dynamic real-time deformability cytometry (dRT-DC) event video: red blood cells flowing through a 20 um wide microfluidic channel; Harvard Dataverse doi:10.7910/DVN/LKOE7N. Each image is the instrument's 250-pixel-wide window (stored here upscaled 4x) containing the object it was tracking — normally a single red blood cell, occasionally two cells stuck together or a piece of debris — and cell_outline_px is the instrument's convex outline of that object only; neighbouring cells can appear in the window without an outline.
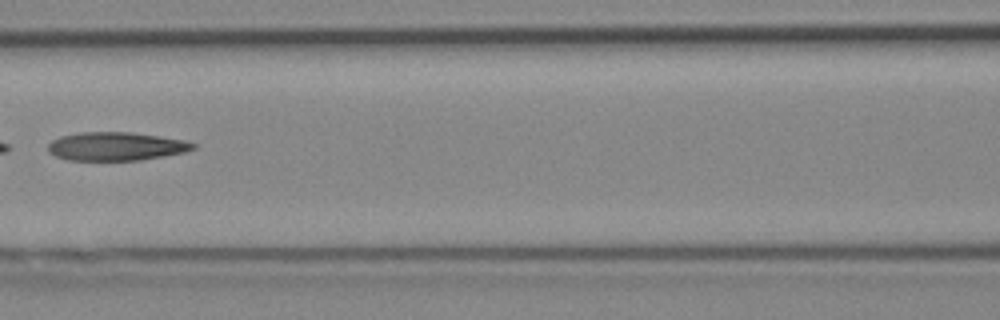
{"species": "Egyptian fruit bat (a non-hibernating species)", "species_latin": "Rousettus aegyptiacus", "temperature_condition": "cold", "stored_images_in_passage": 7, "camera_frame_rate_fps": 3000, "um_per_image_px": 0.085, "animal": {"sex": "female"}, "frame": {"image": 1, "passage_image": 7, "time_ms": 2.0, "image_size_px": [1000, 320], "cell_outline_px": [[196, 148], [184, 152], [164, 156], [140, 160], [68, 160], [56, 156], [48, 152], [48, 144], [52, 140], [60, 136], [80, 132], [132, 132], [184, 140], [196, 144]], "centroid_in_image_um": [9.85, 12.44], "position_along_channel_um": 156.8, "area_um2": 24.04}}